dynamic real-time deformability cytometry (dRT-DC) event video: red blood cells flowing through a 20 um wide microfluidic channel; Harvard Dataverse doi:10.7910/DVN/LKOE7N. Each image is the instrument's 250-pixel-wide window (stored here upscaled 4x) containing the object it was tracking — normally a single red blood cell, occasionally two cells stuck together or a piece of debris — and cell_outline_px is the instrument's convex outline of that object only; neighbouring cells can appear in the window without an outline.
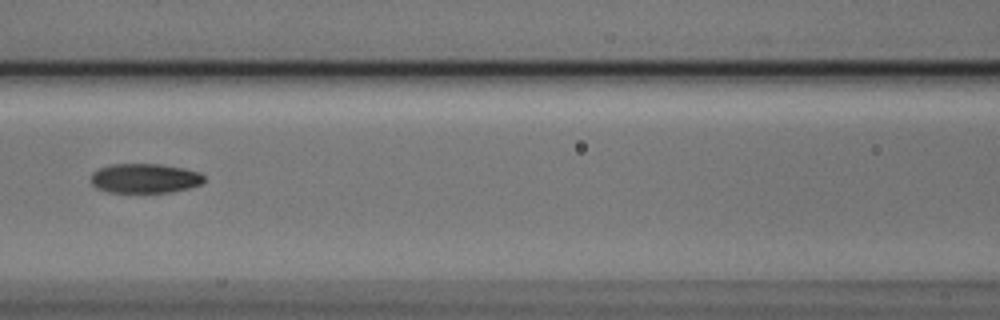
{"species": "Egyptian fruit bat (a non-hibernating species)", "species_latin": "Rousettus aegyptiacus", "temperature_condition": "cold", "stored_images_in_passage": 8, "camera_frame_rate_fps": 3000, "um_per_image_px": 0.085, "animal": {"sex": "male"}, "frame": {"image": 1, "passage_image": 8, "time_ms": 2.333, "image_size_px": [1000, 320], "cell_outline_px": [[204, 184], [172, 192], [108, 192], [96, 188], [92, 184], [92, 172], [100, 168], [112, 164], [160, 164], [184, 168], [200, 172], [204, 176]], "centroid_in_image_um": [12.34, 15.16], "position_along_channel_um": 154.3, "area_um2": 19.54}}